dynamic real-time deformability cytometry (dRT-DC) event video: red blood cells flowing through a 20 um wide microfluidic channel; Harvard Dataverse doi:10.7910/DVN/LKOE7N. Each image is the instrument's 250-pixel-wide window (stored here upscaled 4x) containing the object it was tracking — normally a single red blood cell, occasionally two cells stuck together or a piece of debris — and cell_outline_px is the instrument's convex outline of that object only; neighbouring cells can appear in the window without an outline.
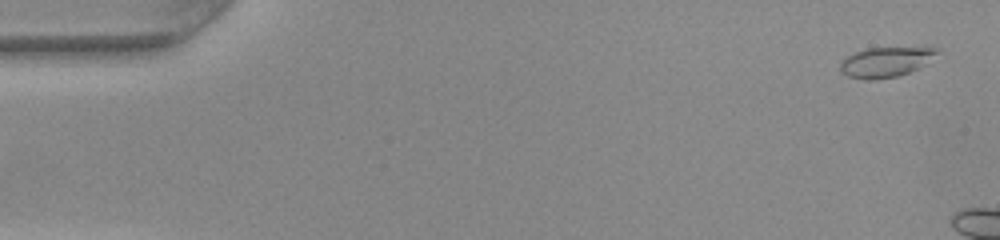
{"species": "common noctule bat (a hibernating species)", "species_latin": "Nyctalus noctula", "temperature_condition": "warm", "stored_images_in_passage": 8, "camera_frame_rate_fps": 3000, "um_per_image_px": 0.085, "animal": {"sex": "female", "body_mass_g": 22.0, "forearm_length_mm": 56.7}, "frame": {"image": 1, "passage_image": 1, "time_ms": 0.0, "image_size_px": [1000, 240], "cell_outline_px": [[936, 52], [916, 68], [908, 72], [896, 76], [876, 80], [864, 80], [848, 76], [840, 72], [840, 60], [856, 52], [868, 48], [936, 48]], "centroid_in_image_um": [75.12, 5.3], "position_along_channel_um": 9.9, "area_um2": 16.24}}